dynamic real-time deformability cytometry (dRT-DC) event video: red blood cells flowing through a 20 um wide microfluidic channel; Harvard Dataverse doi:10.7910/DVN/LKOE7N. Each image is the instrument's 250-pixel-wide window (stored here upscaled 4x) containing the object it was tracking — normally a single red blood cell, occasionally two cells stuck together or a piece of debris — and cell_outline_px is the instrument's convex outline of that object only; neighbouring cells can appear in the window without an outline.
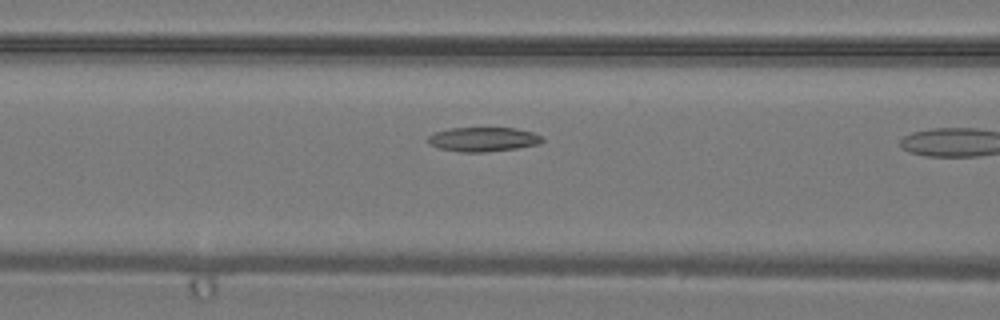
{"species": "common noctule bat (a hibernating species)", "species_latin": "Nyctalus noctula", "temperature_condition": "warm", "stored_images_in_passage": 7, "camera_frame_rate_fps": 3000, "um_per_image_px": 0.085, "animal": {"sex": "male", "body_mass_g": 19.2, "forearm_length_mm": 51.8}, "frame": {"image": 1, "passage_image": 6, "time_ms": 1.667, "image_size_px": [1000, 320], "cell_outline_px": [[544, 140], [540, 144], [516, 148], [484, 152], [460, 152], [440, 148], [428, 144], [428, 136], [432, 132], [448, 128], [516, 128], [532, 132], [540, 136]], "centroid_in_image_um": [41.03, 11.84], "position_along_channel_um": 125.6, "area_um2": 16.24}}